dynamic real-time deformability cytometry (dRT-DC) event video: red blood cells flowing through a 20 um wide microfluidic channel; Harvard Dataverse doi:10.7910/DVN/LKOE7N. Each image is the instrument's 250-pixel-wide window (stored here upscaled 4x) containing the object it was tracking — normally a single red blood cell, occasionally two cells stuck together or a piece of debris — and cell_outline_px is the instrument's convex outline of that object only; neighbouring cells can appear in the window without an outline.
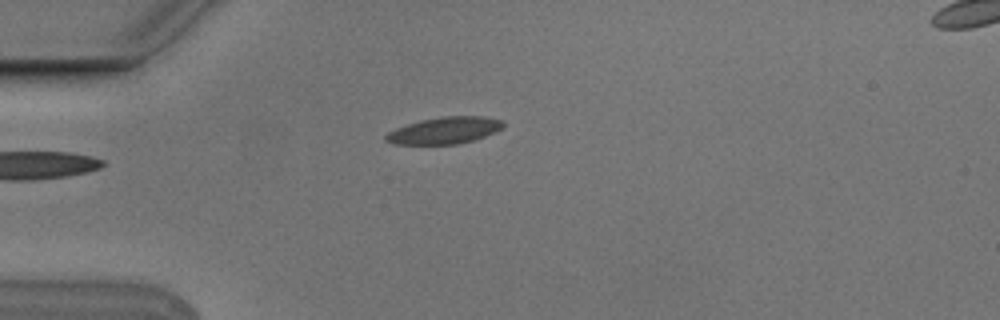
{"species": "Egyptian fruit bat (a non-hibernating species)", "species_latin": "Rousettus aegyptiacus", "temperature_condition": "cold", "stored_images_in_passage": 4, "camera_frame_rate_fps": 3000, "um_per_image_px": 0.085, "animal": {"sex": "male"}, "frame": {"image": 1, "passage_image": 4, "time_ms": 1.0, "image_size_px": [1000, 320], "cell_outline_px": [[504, 128], [496, 132], [472, 140], [456, 144], [392, 144], [384, 140], [384, 136], [388, 132], [396, 128], [420, 120], [444, 116], [484, 116], [500, 120], [504, 124]], "centroid_in_image_um": [37.77, 11.08], "position_along_channel_um": 47.2, "area_um2": 18.26}}